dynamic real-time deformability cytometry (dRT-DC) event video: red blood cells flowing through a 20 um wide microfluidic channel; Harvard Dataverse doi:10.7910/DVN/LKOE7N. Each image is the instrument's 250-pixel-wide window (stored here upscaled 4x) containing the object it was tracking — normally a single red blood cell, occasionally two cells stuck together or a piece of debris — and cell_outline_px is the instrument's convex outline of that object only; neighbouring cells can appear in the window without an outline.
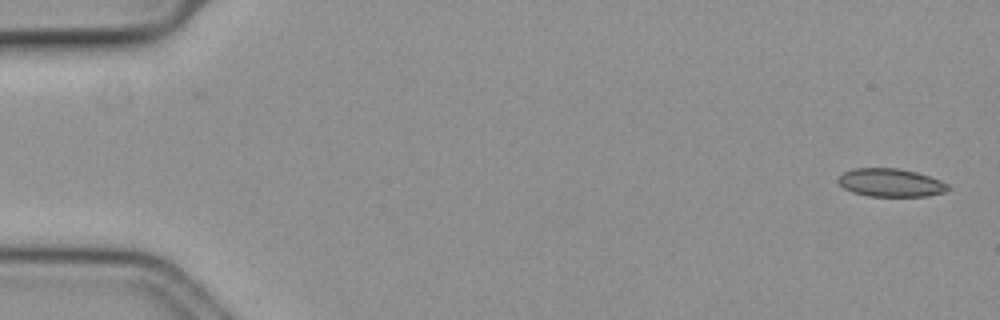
{"species": "common noctule bat (a hibernating species)", "species_latin": "Nyctalus noctula", "temperature_condition": "cold", "stored_images_in_passage": 57, "camera_frame_rate_fps": 3000, "um_per_image_px": 0.085, "animal": {"sex": "female", "body_mass_g": 19.3, "forearm_length_mm": 54.1}, "frame": {"image": 1, "passage_image": 1, "time_ms": 0.0, "image_size_px": [1000, 320], "cell_outline_px": [[948, 188], [944, 192], [928, 196], [868, 196], [852, 192], [844, 188], [836, 180], [844, 172], [856, 168], [900, 168], [916, 172], [940, 180], [948, 184]], "centroid_in_image_um": [75.69, 15.53], "position_along_channel_um": 9.3, "area_um2": 17.92}}
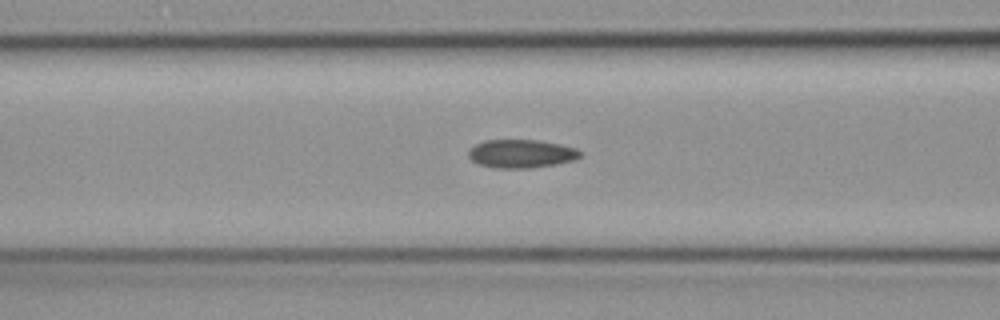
{"frame": {"image": 2, "passage_image": 23, "time_ms": 7.333, "image_size_px": [1000, 320], "cell_outline_px": [[584, 152], [576, 160], [556, 164], [528, 168], [496, 168], [480, 164], [472, 160], [468, 156], [468, 152], [476, 144], [484, 140], [536, 140], [560, 144], [576, 148]], "centroid_in_image_um": [44.35, 13.06], "position_along_channel_um": 122.2, "area_um2": 18.44}}
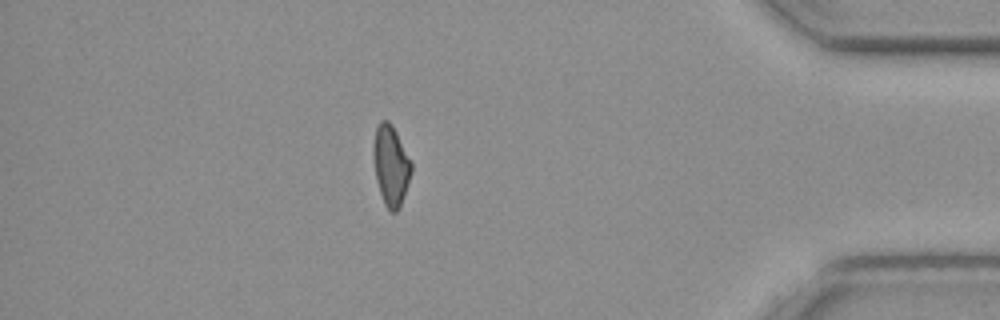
{"frame": {"image": 3, "passage_image": 50, "time_ms": 16.333, "image_size_px": [1000, 320], "cell_outline_px": [[412, 172], [400, 208], [396, 212], [392, 212], [384, 204], [376, 180], [372, 156], [372, 144], [376, 128], [380, 120], [388, 120], [392, 124], [412, 164]], "centroid_in_image_um": [33.2, 14.05], "position_along_channel_um": 402.0, "area_um2": 17.86}, "authors_computed_cell_mechanics": {"area_um2": 18.3804, "velocity_mm_per_s": 3.5826, "shape_relaxation_time_tau1_ms": null, "shape_relaxation_time_tau2_ms": 6.7925, "deformation_change_tau1": null, "deformation_change_tau2": 0.1248}}